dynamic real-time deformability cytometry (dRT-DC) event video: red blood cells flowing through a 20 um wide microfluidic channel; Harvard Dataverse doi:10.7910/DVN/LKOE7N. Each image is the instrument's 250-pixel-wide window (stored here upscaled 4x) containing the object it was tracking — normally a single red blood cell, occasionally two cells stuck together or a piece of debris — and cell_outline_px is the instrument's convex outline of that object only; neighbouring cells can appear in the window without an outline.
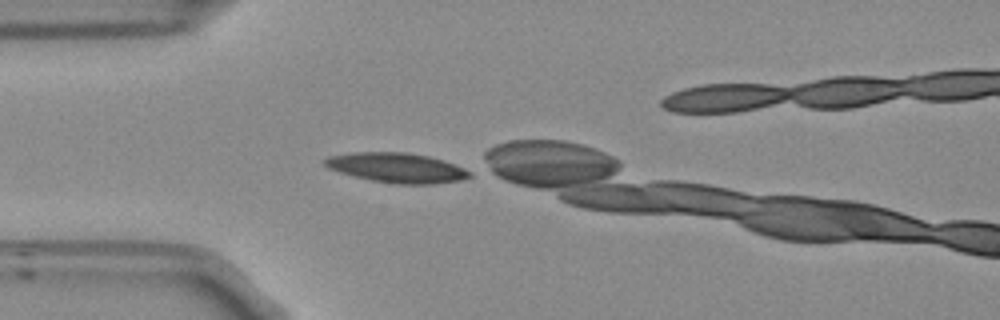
{"species": "Egyptian fruit bat (a non-hibernating species)", "species_latin": "Rousettus aegyptiacus", "temperature_condition": "room temperature", "stored_images_in_passage": 9, "camera_frame_rate_fps": 3000, "um_per_image_px": 0.085, "frame": {"image": 1, "passage_image": 1, "time_ms": 0.0, "image_size_px": [1000, 320], "cell_outline_px": [[472, 176], [460, 180], [436, 184], [396, 184], [372, 180], [340, 172], [328, 168], [324, 164], [324, 160], [328, 156], [352, 152], [408, 152], [428, 156], [444, 160], [464, 168], [472, 172]], "centroid_in_image_um": [33.76, 14.25], "position_along_channel_um": 51.2, "area_um2": 25.14}}